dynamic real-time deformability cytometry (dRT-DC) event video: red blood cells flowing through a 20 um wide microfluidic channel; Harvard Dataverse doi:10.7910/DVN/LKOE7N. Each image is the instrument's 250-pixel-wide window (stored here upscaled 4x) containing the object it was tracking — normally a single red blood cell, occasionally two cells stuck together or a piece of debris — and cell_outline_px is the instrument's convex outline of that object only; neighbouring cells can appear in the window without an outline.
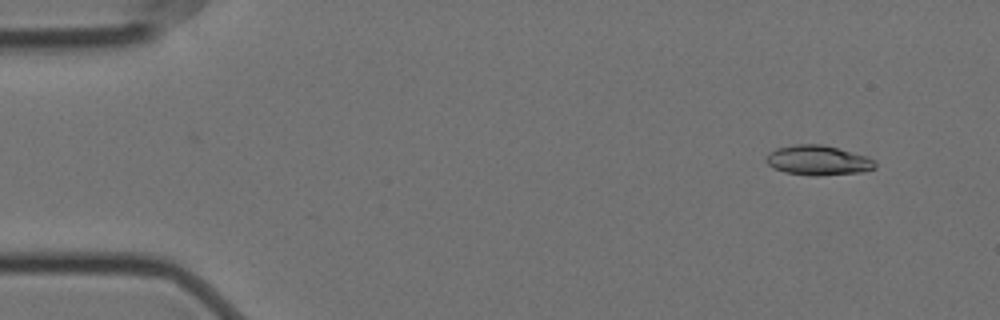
{"species": "Egyptian fruit bat (a non-hibernating species)", "species_latin": "Rousettus aegyptiacus", "temperature_condition": "cold", "stored_images_in_passage": 56, "camera_frame_rate_fps": 3000, "um_per_image_px": 0.085, "animal": {"sex": "female"}, "frame": {"image": 1, "passage_image": 4, "time_ms": 1.0, "image_size_px": [1000, 320], "cell_outline_px": [[876, 168], [860, 172], [816, 176], [812, 176], [784, 172], [772, 168], [764, 160], [764, 156], [768, 152], [776, 148], [796, 144], [820, 144], [868, 156], [876, 160]], "centroid_in_image_um": [69.49, 13.63], "position_along_channel_um": 15.5, "area_um2": 19.13}}
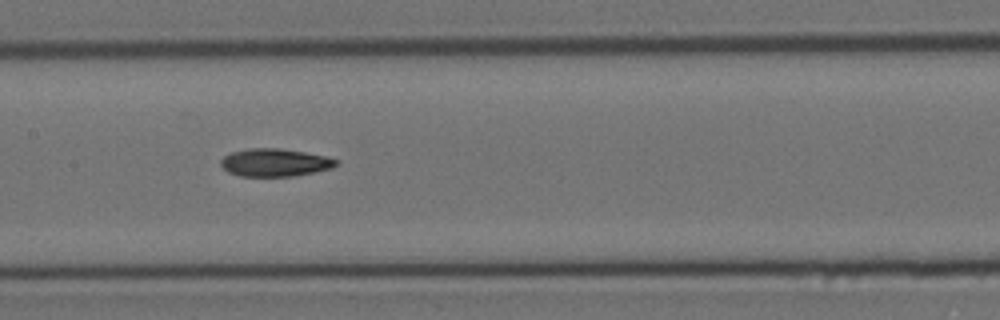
{"frame": {"image": 2, "passage_image": 27, "time_ms": 8.667, "image_size_px": [1000, 320], "cell_outline_px": [[340, 164], [332, 168], [292, 176], [240, 176], [228, 172], [220, 164], [220, 160], [224, 156], [232, 152], [248, 148], [280, 148], [328, 156], [340, 160]], "centroid_in_image_um": [23.4, 13.81], "position_along_channel_um": 184.0, "area_um2": 18.79}}
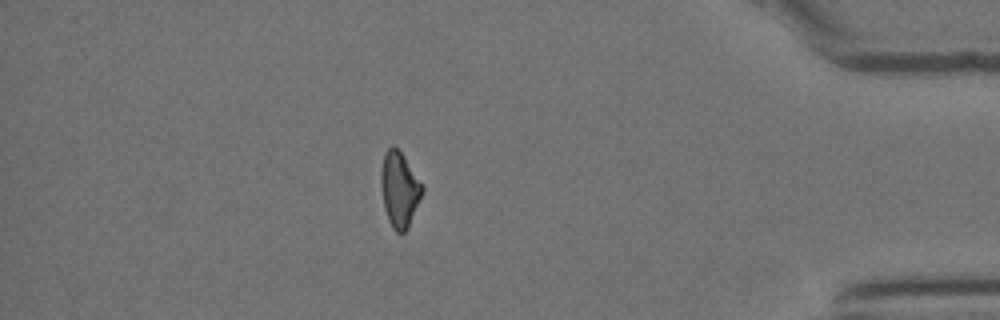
{"frame": {"image": 3, "passage_image": 49, "time_ms": 16.0, "image_size_px": [1000, 320], "cell_outline_px": [[424, 188], [408, 228], [404, 232], [396, 232], [392, 228], [388, 220], [384, 208], [380, 184], [380, 172], [384, 152], [392, 144], [404, 156]], "centroid_in_image_um": [33.92, 16.09], "position_along_channel_um": 401.3, "area_um2": 17.98}, "authors_computed_cell_mechanics": {"area_um2": 18.5538, "velocity_mm_per_s": 3.5241, "shape_relaxation_time_tau1_ms": 9.4031, "shape_relaxation_time_tau2_ms": 5.9501, "deformation_change_tau1": 0.2043, "deformation_change_tau2": 0.1365}}